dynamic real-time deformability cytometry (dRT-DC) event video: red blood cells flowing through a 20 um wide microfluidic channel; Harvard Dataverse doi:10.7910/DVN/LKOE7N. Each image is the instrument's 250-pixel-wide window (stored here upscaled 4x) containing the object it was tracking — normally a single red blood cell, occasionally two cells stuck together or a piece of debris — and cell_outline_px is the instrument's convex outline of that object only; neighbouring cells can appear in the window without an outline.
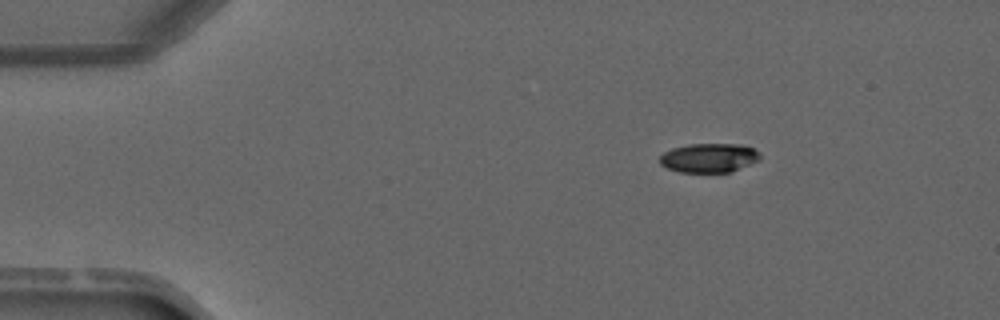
{"species": "common noctule bat (a hibernating species)", "species_latin": "Nyctalus noctula", "temperature_condition": "warm", "stored_images_in_passage": 3, "segment_of_instrument_passage": [1, 2], "camera_frame_rate_fps": 3000, "um_per_image_px": 0.085, "animal": {"sex": "male", "forearm_length_mm": 52.5}, "frame": {"image": 1, "passage_image": 1, "time_ms": 0.0, "image_size_px": [1000, 320], "cell_outline_px": [[760, 160], [732, 172], [676, 172], [660, 164], [660, 156], [664, 152], [672, 148], [688, 144], [740, 144], [752, 148], [760, 156]], "centroid_in_image_um": [60.25, 13.42], "position_along_channel_um": 24.8, "area_um2": 17.05}}